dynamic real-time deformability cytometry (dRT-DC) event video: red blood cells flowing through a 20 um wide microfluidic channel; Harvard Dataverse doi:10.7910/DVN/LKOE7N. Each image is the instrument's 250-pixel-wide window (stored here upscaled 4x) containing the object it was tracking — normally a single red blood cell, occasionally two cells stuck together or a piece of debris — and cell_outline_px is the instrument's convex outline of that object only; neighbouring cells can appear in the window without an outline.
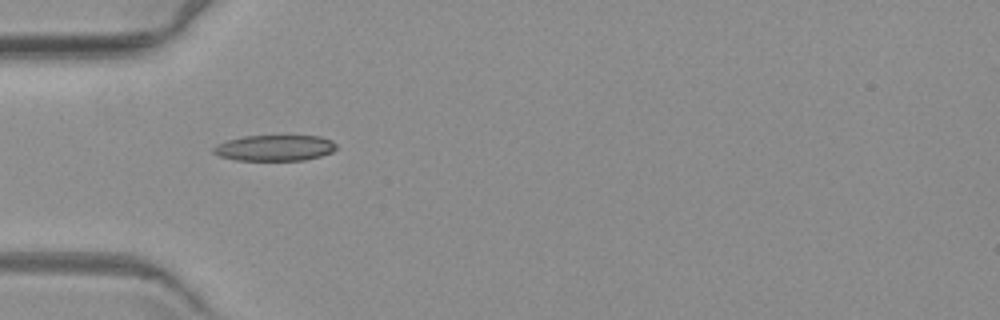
{"species": "common noctule bat (a hibernating species)", "species_latin": "Nyctalus noctula", "temperature_condition": "warm", "stored_images_in_passage": 5, "camera_frame_rate_fps": 3000, "um_per_image_px": 0.085, "animal": {"sex": "female", "body_mass_g": 19.3, "forearm_length_mm": 54.1}, "frame": {"image": 1, "passage_image": 3, "time_ms": 2.333, "image_size_px": [1000, 320], "cell_outline_px": [[336, 148], [332, 152], [320, 156], [304, 160], [236, 160], [220, 156], [212, 152], [212, 148], [216, 144], [228, 140], [244, 136], [320, 136], [332, 140], [336, 144]], "centroid_in_image_um": [23.34, 12.57], "position_along_channel_um": 61.7, "area_um2": 18.5}}
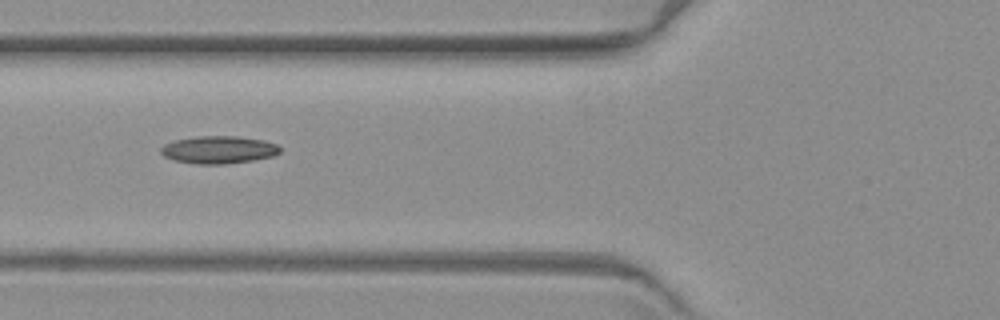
{"frame": {"image": 2, "passage_image": 4, "time_ms": 3.667, "image_size_px": [1000, 320], "cell_outline_px": [[280, 152], [272, 156], [252, 160], [224, 164], [196, 164], [172, 160], [164, 156], [160, 152], [160, 148], [164, 144], [176, 140], [196, 136], [236, 136], [264, 140], [276, 144], [280, 148]], "centroid_in_image_um": [18.55, 12.73], "position_along_channel_um": 107.2, "area_um2": 19.13}}
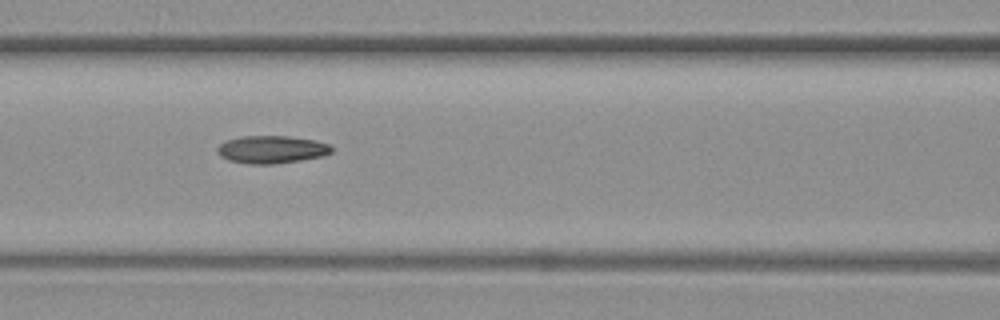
{"frame": {"image": 3, "passage_image": 5, "time_ms": 4.667, "image_size_px": [1000, 320], "cell_outline_px": [[332, 152], [324, 156], [300, 160], [272, 164], [248, 164], [228, 160], [220, 156], [216, 152], [216, 148], [220, 144], [228, 140], [240, 136], [288, 136], [316, 140], [328, 144], [332, 148]], "centroid_in_image_um": [23.07, 12.71], "position_along_channel_um": 143.5, "area_um2": 18.5}}